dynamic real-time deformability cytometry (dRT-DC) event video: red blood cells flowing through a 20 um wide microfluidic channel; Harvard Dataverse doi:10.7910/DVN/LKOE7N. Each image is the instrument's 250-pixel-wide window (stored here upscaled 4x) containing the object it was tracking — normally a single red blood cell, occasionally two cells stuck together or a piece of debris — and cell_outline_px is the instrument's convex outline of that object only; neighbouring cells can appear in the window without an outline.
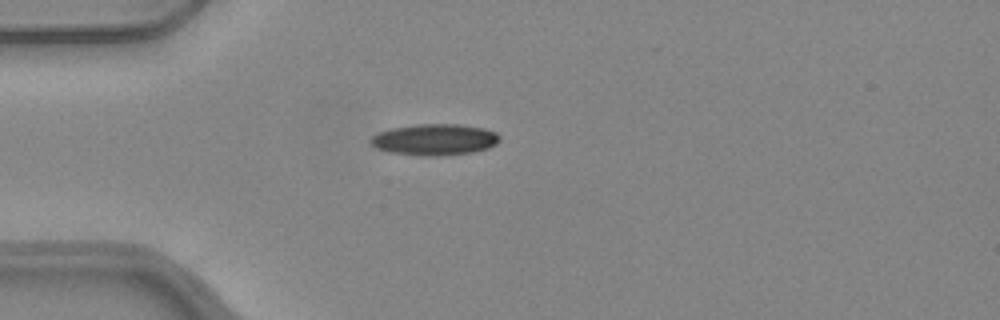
{"species": "common noctule bat (a hibernating species)", "species_latin": "Nyctalus noctula", "temperature_condition": "warm", "stored_images_in_passage": 32, "camera_frame_rate_fps": 3000, "um_per_image_px": 0.085, "animal": {"sex": "female", "body_mass_g": 24.6, "forearm_length_mm": 56.2}, "frame": {"image": 1, "passage_image": 8, "time_ms": 2.333, "image_size_px": [1000, 320], "cell_outline_px": [[500, 140], [496, 144], [488, 148], [472, 152], [436, 156], [428, 156], [388, 152], [376, 148], [368, 140], [376, 132], [392, 128], [416, 124], [460, 124], [484, 128], [496, 132], [500, 136]], "centroid_in_image_um": [36.93, 11.85], "position_along_channel_um": 48.1, "area_um2": 23.64}}
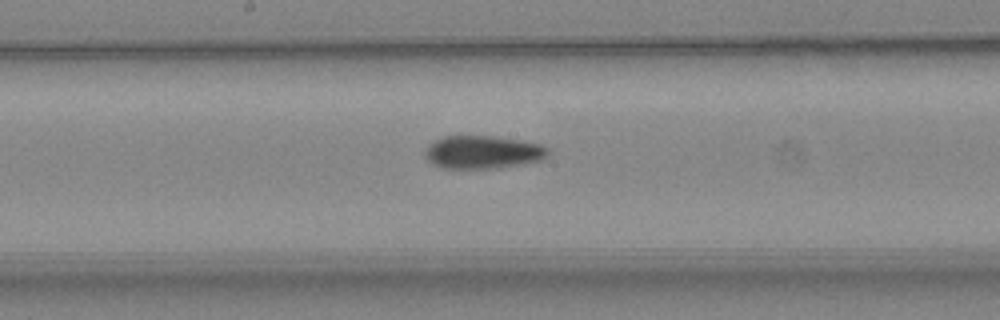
{"frame": {"image": 2, "passage_image": 21, "time_ms": 6.667, "image_size_px": [1000, 320], "cell_outline_px": [[548, 156], [540, 160], [500, 168], [444, 168], [432, 164], [424, 156], [424, 152], [428, 144], [444, 136], [492, 136], [520, 140], [540, 144], [548, 148]], "centroid_in_image_um": [41.01, 12.93], "position_along_channel_um": 207.2, "area_um2": 23.64}}
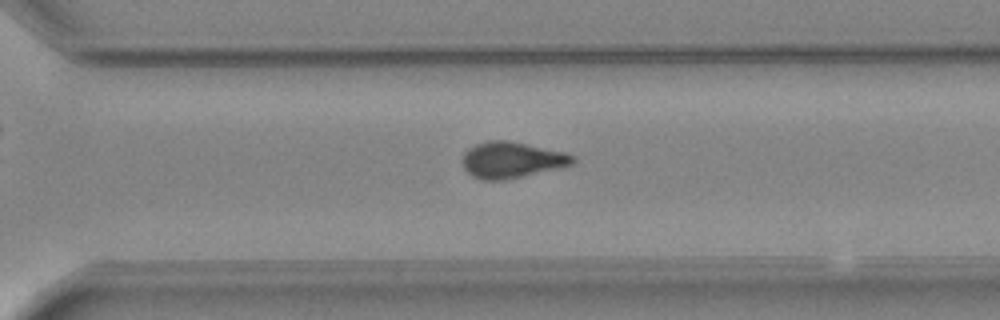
{"frame": {"image": 3, "passage_image": 30, "time_ms": 9.667, "image_size_px": [1000, 320], "cell_outline_px": [[576, 160], [572, 164], [560, 168], [504, 180], [480, 180], [472, 176], [464, 168], [464, 152], [468, 148], [476, 144], [488, 140], [508, 140], [568, 152]], "centroid_in_image_um": [43.51, 13.59], "position_along_channel_um": 327.1, "area_um2": 23.29}}